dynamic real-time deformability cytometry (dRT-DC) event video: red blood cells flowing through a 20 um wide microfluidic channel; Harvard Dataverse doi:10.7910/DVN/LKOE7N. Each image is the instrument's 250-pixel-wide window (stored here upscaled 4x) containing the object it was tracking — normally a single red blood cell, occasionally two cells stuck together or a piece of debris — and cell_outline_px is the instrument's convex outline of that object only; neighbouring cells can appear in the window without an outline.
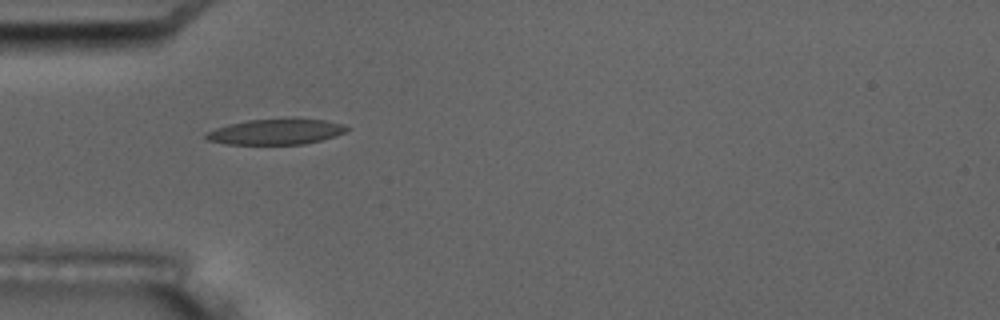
{"species": "common noctule bat (a hibernating species)", "species_latin": "Nyctalus noctula", "temperature_condition": "room temperature", "stored_images_in_passage": 3, "camera_frame_rate_fps": 3000, "um_per_image_px": 0.085, "animal": {"sex": "male", "body_mass_g": 17.5, "forearm_length_mm": 52.3}, "frame": {"image": 1, "passage_image": 1, "time_ms": 0.0, "image_size_px": [1000, 320], "cell_outline_px": [[352, 128], [336, 136], [304, 144], [224, 144], [208, 140], [204, 136], [208, 132], [216, 128], [228, 124], [248, 120], [324, 120], [340, 124]], "centroid_in_image_um": [23.43, 11.22], "position_along_channel_um": 61.6, "area_um2": 20.4}}